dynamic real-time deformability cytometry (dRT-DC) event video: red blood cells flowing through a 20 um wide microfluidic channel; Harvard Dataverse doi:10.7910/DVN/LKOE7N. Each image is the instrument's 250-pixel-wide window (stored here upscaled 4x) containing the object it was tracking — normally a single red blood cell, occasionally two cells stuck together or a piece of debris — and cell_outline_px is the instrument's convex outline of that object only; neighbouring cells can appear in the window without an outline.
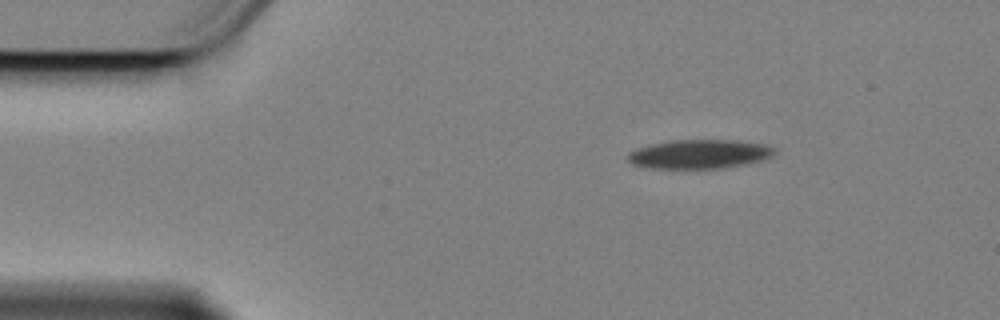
{"species": "Egyptian fruit bat (a non-hibernating species)", "species_latin": "Rousettus aegyptiacus", "temperature_condition": "cold", "stored_images_in_passage": 11, "camera_frame_rate_fps": 3000, "um_per_image_px": 0.085, "animal": {"sex": "female"}, "frame": {"image": 1, "passage_image": 1, "time_ms": 0.0, "image_size_px": [1000, 320], "cell_outline_px": [[776, 152], [772, 156], [748, 164], [720, 168], [652, 168], [632, 164], [628, 160], [628, 152], [636, 148], [652, 144], [672, 140], [736, 140], [760, 144], [776, 148]], "centroid_in_image_um": [59.44, 13.09], "position_along_channel_um": 25.6, "area_um2": 24.68}}
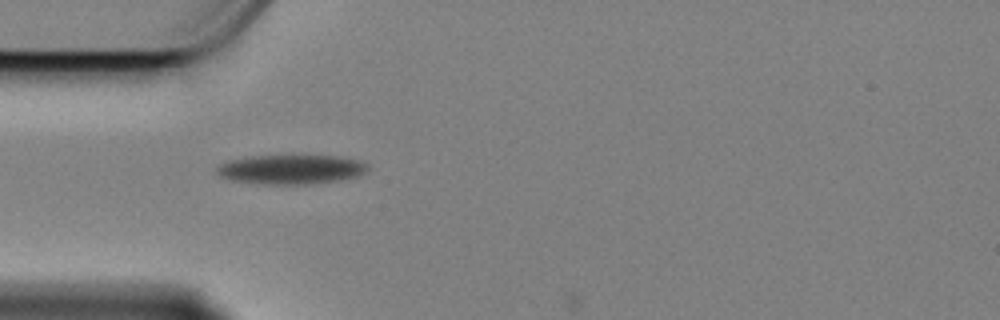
{"frame": {"image": 2, "passage_image": 9, "time_ms": 2.667, "image_size_px": [1000, 320], "cell_outline_px": [[368, 172], [356, 176], [336, 180], [296, 184], [276, 184], [232, 180], [220, 176], [216, 172], [216, 168], [220, 164], [228, 160], [248, 156], [292, 152], [304, 152], [340, 156], [360, 160], [368, 164]], "centroid_in_image_um": [24.76, 14.3], "position_along_channel_um": 60.2, "area_um2": 26.93}}